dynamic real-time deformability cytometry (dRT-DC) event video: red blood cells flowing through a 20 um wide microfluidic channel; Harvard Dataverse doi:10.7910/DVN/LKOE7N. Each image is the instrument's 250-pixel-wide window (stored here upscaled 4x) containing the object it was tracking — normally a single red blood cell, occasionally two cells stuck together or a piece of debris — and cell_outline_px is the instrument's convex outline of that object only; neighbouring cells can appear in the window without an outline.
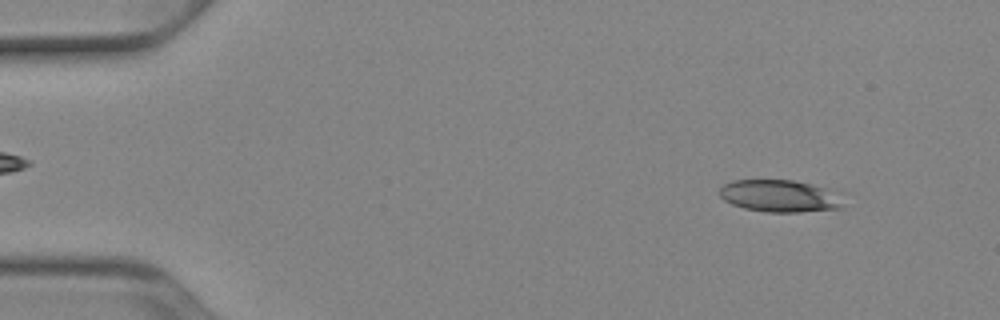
{"species": "Egyptian fruit bat (a non-hibernating species)", "species_latin": "Rousettus aegyptiacus", "temperature_condition": "cold", "stored_images_in_passage": 51, "camera_frame_rate_fps": 3000, "um_per_image_px": 0.085, "animal": {"sex": "female"}, "frame": {"image": 1, "passage_image": 5, "time_ms": 1.333, "image_size_px": [1000, 320], "cell_outline_px": [[840, 208], [800, 212], [768, 212], [744, 208], [732, 204], [724, 200], [720, 196], [720, 188], [724, 184], [732, 180], [792, 180], [824, 188], [840, 204]], "centroid_in_image_um": [66.09, 16.66], "position_along_channel_um": 18.9, "area_um2": 22.25}}
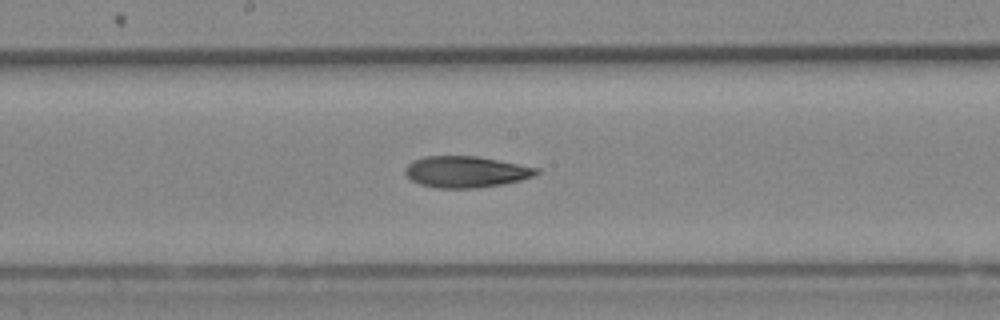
{"frame": {"image": 2, "passage_image": 27, "time_ms": 8.667, "image_size_px": [1000, 320], "cell_outline_px": [[540, 172], [532, 176], [520, 180], [504, 184], [476, 188], [436, 188], [420, 184], [412, 180], [404, 172], [404, 168], [412, 160], [424, 156], [476, 156], [540, 168]], "centroid_in_image_um": [39.58, 14.6], "position_along_channel_um": 208.6, "area_um2": 23.99}}
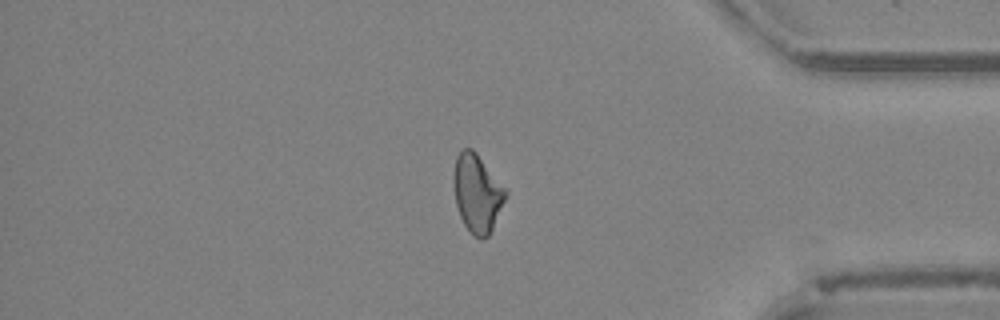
{"frame": {"image": 3, "passage_image": 43, "time_ms": 14.0, "image_size_px": [1000, 320], "cell_outline_px": [[508, 192], [492, 228], [488, 236], [480, 240], [464, 224], [460, 216], [456, 204], [452, 180], [452, 176], [456, 156], [464, 148], [472, 148], [476, 152]], "centroid_in_image_um": [40.53, 16.39], "position_along_channel_um": 394.7, "area_um2": 23.29}, "authors_computed_cell_mechanics": {"area_um2": 23.698, "velocity_mm_per_s": 3.9308, "shape_relaxation_time_tau1_ms": 8.5765, "shape_relaxation_time_tau2_ms": 6.7735, "deformation_change_tau1": 0.1985, "deformation_change_tau2": 0.167}}